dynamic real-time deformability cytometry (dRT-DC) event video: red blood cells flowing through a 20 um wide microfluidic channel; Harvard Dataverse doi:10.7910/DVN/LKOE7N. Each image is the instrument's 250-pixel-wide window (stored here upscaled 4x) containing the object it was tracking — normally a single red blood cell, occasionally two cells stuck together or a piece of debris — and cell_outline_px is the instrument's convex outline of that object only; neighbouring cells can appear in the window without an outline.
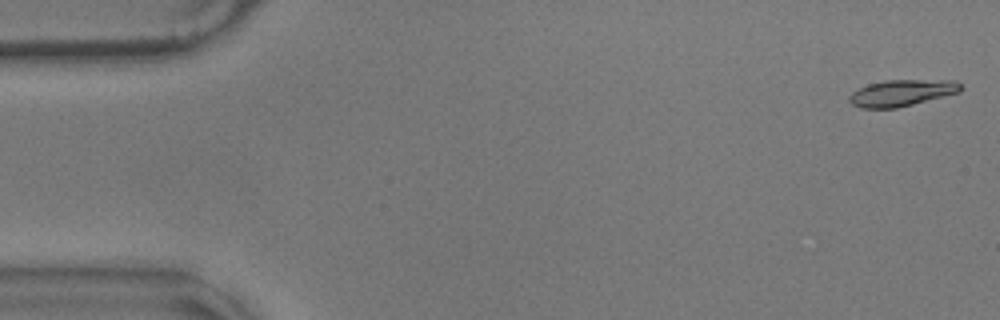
{"species": "common noctule bat (a hibernating species)", "species_latin": "Nyctalus noctula", "temperature_condition": "warm", "stored_images_in_passage": 44, "camera_frame_rate_fps": 3000, "um_per_image_px": 0.085, "animal": {"sex": "male", "body_mass_g": 17.9}, "frame": {"image": 1, "passage_image": 1, "time_ms": 0.0, "image_size_px": [1000, 320], "cell_outline_px": [[964, 88], [960, 92], [896, 108], [860, 108], [852, 104], [848, 100], [848, 96], [852, 92], [868, 84], [884, 80], [956, 80]], "centroid_in_image_um": [76.65, 7.89], "position_along_channel_um": 8.4, "area_um2": 17.17}}
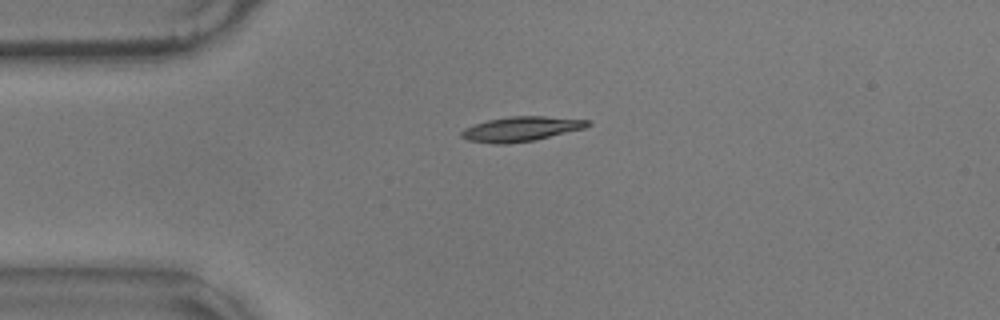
{"frame": {"image": 2, "passage_image": 13, "time_ms": 4.0, "image_size_px": [1000, 320], "cell_outline_px": [[592, 124], [584, 128], [532, 140], [508, 144], [496, 144], [468, 140], [460, 136], [460, 132], [464, 128], [488, 120], [512, 116], [544, 116], [588, 120]], "centroid_in_image_um": [44.26, 10.96], "position_along_channel_um": 40.7, "area_um2": 17.86}}
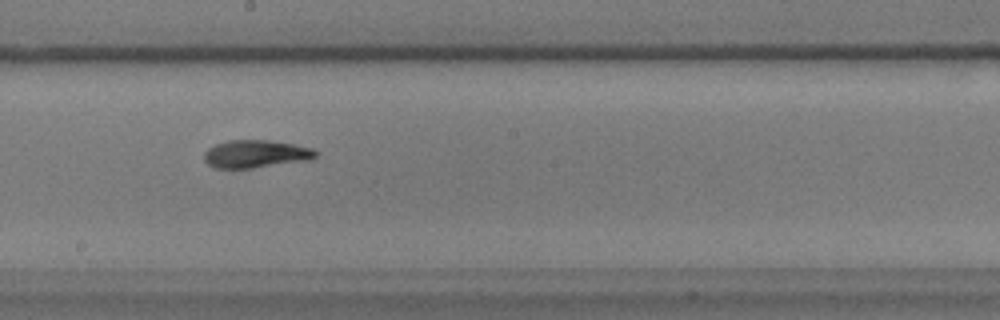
{"frame": {"image": 3, "passage_image": 31, "time_ms": 10.0, "image_size_px": [1000, 320], "cell_outline_px": [[320, 152], [312, 160], [252, 168], [216, 168], [208, 164], [204, 160], [204, 152], [208, 148], [216, 144], [228, 140], [268, 140], [296, 144], [312, 148]], "centroid_in_image_um": [21.79, 13.08], "position_along_channel_um": 226.4, "area_um2": 18.26}}